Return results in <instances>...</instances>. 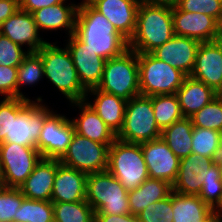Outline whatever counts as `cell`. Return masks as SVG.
<instances>
[{"instance_id": "cell-48", "label": "cell", "mask_w": 222, "mask_h": 222, "mask_svg": "<svg viewBox=\"0 0 222 222\" xmlns=\"http://www.w3.org/2000/svg\"><path fill=\"white\" fill-rule=\"evenodd\" d=\"M217 40L222 45V26L220 27Z\"/></svg>"}, {"instance_id": "cell-46", "label": "cell", "mask_w": 222, "mask_h": 222, "mask_svg": "<svg viewBox=\"0 0 222 222\" xmlns=\"http://www.w3.org/2000/svg\"><path fill=\"white\" fill-rule=\"evenodd\" d=\"M200 222H222V219L212 210L205 218Z\"/></svg>"}, {"instance_id": "cell-6", "label": "cell", "mask_w": 222, "mask_h": 222, "mask_svg": "<svg viewBox=\"0 0 222 222\" xmlns=\"http://www.w3.org/2000/svg\"><path fill=\"white\" fill-rule=\"evenodd\" d=\"M98 90L126 101L140 95L137 52L128 49L122 55L106 60Z\"/></svg>"}, {"instance_id": "cell-19", "label": "cell", "mask_w": 222, "mask_h": 222, "mask_svg": "<svg viewBox=\"0 0 222 222\" xmlns=\"http://www.w3.org/2000/svg\"><path fill=\"white\" fill-rule=\"evenodd\" d=\"M128 41L134 34L141 0H87Z\"/></svg>"}, {"instance_id": "cell-25", "label": "cell", "mask_w": 222, "mask_h": 222, "mask_svg": "<svg viewBox=\"0 0 222 222\" xmlns=\"http://www.w3.org/2000/svg\"><path fill=\"white\" fill-rule=\"evenodd\" d=\"M57 3L49 7H44L32 13L38 30L57 31L64 28L68 32V37L75 32V20L78 5L67 3Z\"/></svg>"}, {"instance_id": "cell-8", "label": "cell", "mask_w": 222, "mask_h": 222, "mask_svg": "<svg viewBox=\"0 0 222 222\" xmlns=\"http://www.w3.org/2000/svg\"><path fill=\"white\" fill-rule=\"evenodd\" d=\"M140 95L176 94L186 75L179 69L154 57L151 53H137Z\"/></svg>"}, {"instance_id": "cell-23", "label": "cell", "mask_w": 222, "mask_h": 222, "mask_svg": "<svg viewBox=\"0 0 222 222\" xmlns=\"http://www.w3.org/2000/svg\"><path fill=\"white\" fill-rule=\"evenodd\" d=\"M90 95L94 97L93 102L92 100L89 101ZM84 101L98 114L113 133L119 134L124 123L126 100L97 88H92L87 90Z\"/></svg>"}, {"instance_id": "cell-9", "label": "cell", "mask_w": 222, "mask_h": 222, "mask_svg": "<svg viewBox=\"0 0 222 222\" xmlns=\"http://www.w3.org/2000/svg\"><path fill=\"white\" fill-rule=\"evenodd\" d=\"M35 100L17 98V116H11L10 136L4 142L37 148L45 119L54 110L43 104L41 96Z\"/></svg>"}, {"instance_id": "cell-5", "label": "cell", "mask_w": 222, "mask_h": 222, "mask_svg": "<svg viewBox=\"0 0 222 222\" xmlns=\"http://www.w3.org/2000/svg\"><path fill=\"white\" fill-rule=\"evenodd\" d=\"M86 201L94 209L95 214H130L128 191L107 170L88 174Z\"/></svg>"}, {"instance_id": "cell-40", "label": "cell", "mask_w": 222, "mask_h": 222, "mask_svg": "<svg viewBox=\"0 0 222 222\" xmlns=\"http://www.w3.org/2000/svg\"><path fill=\"white\" fill-rule=\"evenodd\" d=\"M11 116H17V98H3L0 101V143L10 136Z\"/></svg>"}, {"instance_id": "cell-14", "label": "cell", "mask_w": 222, "mask_h": 222, "mask_svg": "<svg viewBox=\"0 0 222 222\" xmlns=\"http://www.w3.org/2000/svg\"><path fill=\"white\" fill-rule=\"evenodd\" d=\"M65 41L81 85L86 90L97 88L103 76L106 59L95 54L75 33Z\"/></svg>"}, {"instance_id": "cell-43", "label": "cell", "mask_w": 222, "mask_h": 222, "mask_svg": "<svg viewBox=\"0 0 222 222\" xmlns=\"http://www.w3.org/2000/svg\"><path fill=\"white\" fill-rule=\"evenodd\" d=\"M19 9V0H0V30L2 23Z\"/></svg>"}, {"instance_id": "cell-36", "label": "cell", "mask_w": 222, "mask_h": 222, "mask_svg": "<svg viewBox=\"0 0 222 222\" xmlns=\"http://www.w3.org/2000/svg\"><path fill=\"white\" fill-rule=\"evenodd\" d=\"M24 199L19 188L0 185V222H13Z\"/></svg>"}, {"instance_id": "cell-42", "label": "cell", "mask_w": 222, "mask_h": 222, "mask_svg": "<svg viewBox=\"0 0 222 222\" xmlns=\"http://www.w3.org/2000/svg\"><path fill=\"white\" fill-rule=\"evenodd\" d=\"M64 1L65 0H19V7L21 10L33 13L44 7H49Z\"/></svg>"}, {"instance_id": "cell-27", "label": "cell", "mask_w": 222, "mask_h": 222, "mask_svg": "<svg viewBox=\"0 0 222 222\" xmlns=\"http://www.w3.org/2000/svg\"><path fill=\"white\" fill-rule=\"evenodd\" d=\"M172 192L167 181L148 177L138 188L128 192L131 215H137L149 204L165 199Z\"/></svg>"}, {"instance_id": "cell-16", "label": "cell", "mask_w": 222, "mask_h": 222, "mask_svg": "<svg viewBox=\"0 0 222 222\" xmlns=\"http://www.w3.org/2000/svg\"><path fill=\"white\" fill-rule=\"evenodd\" d=\"M174 35L193 38L199 42L215 41L221 24L212 16L181 11L172 6Z\"/></svg>"}, {"instance_id": "cell-17", "label": "cell", "mask_w": 222, "mask_h": 222, "mask_svg": "<svg viewBox=\"0 0 222 222\" xmlns=\"http://www.w3.org/2000/svg\"><path fill=\"white\" fill-rule=\"evenodd\" d=\"M200 44L201 42L196 39L174 35L169 41L152 51L151 54L179 69L186 76H190L195 66Z\"/></svg>"}, {"instance_id": "cell-32", "label": "cell", "mask_w": 222, "mask_h": 222, "mask_svg": "<svg viewBox=\"0 0 222 222\" xmlns=\"http://www.w3.org/2000/svg\"><path fill=\"white\" fill-rule=\"evenodd\" d=\"M54 222H95V211L84 201L53 202Z\"/></svg>"}, {"instance_id": "cell-44", "label": "cell", "mask_w": 222, "mask_h": 222, "mask_svg": "<svg viewBox=\"0 0 222 222\" xmlns=\"http://www.w3.org/2000/svg\"><path fill=\"white\" fill-rule=\"evenodd\" d=\"M95 222H138L136 215L95 214Z\"/></svg>"}, {"instance_id": "cell-24", "label": "cell", "mask_w": 222, "mask_h": 222, "mask_svg": "<svg viewBox=\"0 0 222 222\" xmlns=\"http://www.w3.org/2000/svg\"><path fill=\"white\" fill-rule=\"evenodd\" d=\"M70 105L80 110L78 118H71L77 134L102 144H112L117 139V135L85 101L71 102Z\"/></svg>"}, {"instance_id": "cell-33", "label": "cell", "mask_w": 222, "mask_h": 222, "mask_svg": "<svg viewBox=\"0 0 222 222\" xmlns=\"http://www.w3.org/2000/svg\"><path fill=\"white\" fill-rule=\"evenodd\" d=\"M17 72V98L32 101V99H29V97H25V95L21 92L20 87H23V85H36L41 79L44 78V69L41 56L37 52H29L17 67Z\"/></svg>"}, {"instance_id": "cell-21", "label": "cell", "mask_w": 222, "mask_h": 222, "mask_svg": "<svg viewBox=\"0 0 222 222\" xmlns=\"http://www.w3.org/2000/svg\"><path fill=\"white\" fill-rule=\"evenodd\" d=\"M60 164L58 159L42 158L19 186L23 196L31 200L51 201L54 178Z\"/></svg>"}, {"instance_id": "cell-39", "label": "cell", "mask_w": 222, "mask_h": 222, "mask_svg": "<svg viewBox=\"0 0 222 222\" xmlns=\"http://www.w3.org/2000/svg\"><path fill=\"white\" fill-rule=\"evenodd\" d=\"M29 52L0 33V65L18 67Z\"/></svg>"}, {"instance_id": "cell-41", "label": "cell", "mask_w": 222, "mask_h": 222, "mask_svg": "<svg viewBox=\"0 0 222 222\" xmlns=\"http://www.w3.org/2000/svg\"><path fill=\"white\" fill-rule=\"evenodd\" d=\"M17 67L0 65V95L4 98H17Z\"/></svg>"}, {"instance_id": "cell-34", "label": "cell", "mask_w": 222, "mask_h": 222, "mask_svg": "<svg viewBox=\"0 0 222 222\" xmlns=\"http://www.w3.org/2000/svg\"><path fill=\"white\" fill-rule=\"evenodd\" d=\"M14 220L21 222H54L53 202L25 198Z\"/></svg>"}, {"instance_id": "cell-38", "label": "cell", "mask_w": 222, "mask_h": 222, "mask_svg": "<svg viewBox=\"0 0 222 222\" xmlns=\"http://www.w3.org/2000/svg\"><path fill=\"white\" fill-rule=\"evenodd\" d=\"M175 6L181 11L212 16L222 24V0H180Z\"/></svg>"}, {"instance_id": "cell-47", "label": "cell", "mask_w": 222, "mask_h": 222, "mask_svg": "<svg viewBox=\"0 0 222 222\" xmlns=\"http://www.w3.org/2000/svg\"><path fill=\"white\" fill-rule=\"evenodd\" d=\"M212 210L222 219V194H221L219 202L216 204V206Z\"/></svg>"}, {"instance_id": "cell-26", "label": "cell", "mask_w": 222, "mask_h": 222, "mask_svg": "<svg viewBox=\"0 0 222 222\" xmlns=\"http://www.w3.org/2000/svg\"><path fill=\"white\" fill-rule=\"evenodd\" d=\"M183 117L190 118L217 97V92L204 82L186 76L176 93Z\"/></svg>"}, {"instance_id": "cell-11", "label": "cell", "mask_w": 222, "mask_h": 222, "mask_svg": "<svg viewBox=\"0 0 222 222\" xmlns=\"http://www.w3.org/2000/svg\"><path fill=\"white\" fill-rule=\"evenodd\" d=\"M42 158L37 148L0 143V185L19 188Z\"/></svg>"}, {"instance_id": "cell-13", "label": "cell", "mask_w": 222, "mask_h": 222, "mask_svg": "<svg viewBox=\"0 0 222 222\" xmlns=\"http://www.w3.org/2000/svg\"><path fill=\"white\" fill-rule=\"evenodd\" d=\"M74 132L71 118L53 111L45 119L37 141V150L43 158L60 160L66 153Z\"/></svg>"}, {"instance_id": "cell-12", "label": "cell", "mask_w": 222, "mask_h": 222, "mask_svg": "<svg viewBox=\"0 0 222 222\" xmlns=\"http://www.w3.org/2000/svg\"><path fill=\"white\" fill-rule=\"evenodd\" d=\"M111 145L92 141L74 132L60 163L87 174L105 171L108 167V153Z\"/></svg>"}, {"instance_id": "cell-35", "label": "cell", "mask_w": 222, "mask_h": 222, "mask_svg": "<svg viewBox=\"0 0 222 222\" xmlns=\"http://www.w3.org/2000/svg\"><path fill=\"white\" fill-rule=\"evenodd\" d=\"M190 118L193 127L222 132V99L214 98Z\"/></svg>"}, {"instance_id": "cell-4", "label": "cell", "mask_w": 222, "mask_h": 222, "mask_svg": "<svg viewBox=\"0 0 222 222\" xmlns=\"http://www.w3.org/2000/svg\"><path fill=\"white\" fill-rule=\"evenodd\" d=\"M56 44L47 42L37 51L42 58L44 77L69 102L84 101L87 90L80 83L71 53L66 45L62 48Z\"/></svg>"}, {"instance_id": "cell-10", "label": "cell", "mask_w": 222, "mask_h": 222, "mask_svg": "<svg viewBox=\"0 0 222 222\" xmlns=\"http://www.w3.org/2000/svg\"><path fill=\"white\" fill-rule=\"evenodd\" d=\"M152 107L151 96H136L127 101L124 123L117 139L141 144L161 137Z\"/></svg>"}, {"instance_id": "cell-3", "label": "cell", "mask_w": 222, "mask_h": 222, "mask_svg": "<svg viewBox=\"0 0 222 222\" xmlns=\"http://www.w3.org/2000/svg\"><path fill=\"white\" fill-rule=\"evenodd\" d=\"M174 36L172 6L141 0L129 49L137 53H151Z\"/></svg>"}, {"instance_id": "cell-30", "label": "cell", "mask_w": 222, "mask_h": 222, "mask_svg": "<svg viewBox=\"0 0 222 222\" xmlns=\"http://www.w3.org/2000/svg\"><path fill=\"white\" fill-rule=\"evenodd\" d=\"M191 142L192 153L213 160H220L222 158L221 132L193 127Z\"/></svg>"}, {"instance_id": "cell-45", "label": "cell", "mask_w": 222, "mask_h": 222, "mask_svg": "<svg viewBox=\"0 0 222 222\" xmlns=\"http://www.w3.org/2000/svg\"><path fill=\"white\" fill-rule=\"evenodd\" d=\"M148 3L175 6L180 0H143Z\"/></svg>"}, {"instance_id": "cell-18", "label": "cell", "mask_w": 222, "mask_h": 222, "mask_svg": "<svg viewBox=\"0 0 222 222\" xmlns=\"http://www.w3.org/2000/svg\"><path fill=\"white\" fill-rule=\"evenodd\" d=\"M0 33L13 43L25 45L28 52H37L47 43L40 37L32 13L21 9L2 23Z\"/></svg>"}, {"instance_id": "cell-50", "label": "cell", "mask_w": 222, "mask_h": 222, "mask_svg": "<svg viewBox=\"0 0 222 222\" xmlns=\"http://www.w3.org/2000/svg\"><path fill=\"white\" fill-rule=\"evenodd\" d=\"M220 164H221L220 180H221V182H222V158L220 159Z\"/></svg>"}, {"instance_id": "cell-15", "label": "cell", "mask_w": 222, "mask_h": 222, "mask_svg": "<svg viewBox=\"0 0 222 222\" xmlns=\"http://www.w3.org/2000/svg\"><path fill=\"white\" fill-rule=\"evenodd\" d=\"M141 149L149 177L167 181L172 185L177 177L180 159L163 138L141 143Z\"/></svg>"}, {"instance_id": "cell-2", "label": "cell", "mask_w": 222, "mask_h": 222, "mask_svg": "<svg viewBox=\"0 0 222 222\" xmlns=\"http://www.w3.org/2000/svg\"><path fill=\"white\" fill-rule=\"evenodd\" d=\"M74 33L95 54L106 60L129 49L128 40L87 0L78 3Z\"/></svg>"}, {"instance_id": "cell-20", "label": "cell", "mask_w": 222, "mask_h": 222, "mask_svg": "<svg viewBox=\"0 0 222 222\" xmlns=\"http://www.w3.org/2000/svg\"><path fill=\"white\" fill-rule=\"evenodd\" d=\"M190 76L216 92L219 90L222 86V45L218 40L201 42Z\"/></svg>"}, {"instance_id": "cell-7", "label": "cell", "mask_w": 222, "mask_h": 222, "mask_svg": "<svg viewBox=\"0 0 222 222\" xmlns=\"http://www.w3.org/2000/svg\"><path fill=\"white\" fill-rule=\"evenodd\" d=\"M107 171L128 192L138 188L149 177L141 144L116 139L109 147Z\"/></svg>"}, {"instance_id": "cell-31", "label": "cell", "mask_w": 222, "mask_h": 222, "mask_svg": "<svg viewBox=\"0 0 222 222\" xmlns=\"http://www.w3.org/2000/svg\"><path fill=\"white\" fill-rule=\"evenodd\" d=\"M155 121L161 131L183 118L176 94L151 96Z\"/></svg>"}, {"instance_id": "cell-28", "label": "cell", "mask_w": 222, "mask_h": 222, "mask_svg": "<svg viewBox=\"0 0 222 222\" xmlns=\"http://www.w3.org/2000/svg\"><path fill=\"white\" fill-rule=\"evenodd\" d=\"M173 222H200L211 211L198 195H184L172 191Z\"/></svg>"}, {"instance_id": "cell-49", "label": "cell", "mask_w": 222, "mask_h": 222, "mask_svg": "<svg viewBox=\"0 0 222 222\" xmlns=\"http://www.w3.org/2000/svg\"><path fill=\"white\" fill-rule=\"evenodd\" d=\"M217 97L222 99V86L219 88V90L217 91Z\"/></svg>"}, {"instance_id": "cell-1", "label": "cell", "mask_w": 222, "mask_h": 222, "mask_svg": "<svg viewBox=\"0 0 222 222\" xmlns=\"http://www.w3.org/2000/svg\"><path fill=\"white\" fill-rule=\"evenodd\" d=\"M220 160H213L190 153L180 159L172 191L184 195H198L212 209L222 194Z\"/></svg>"}, {"instance_id": "cell-22", "label": "cell", "mask_w": 222, "mask_h": 222, "mask_svg": "<svg viewBox=\"0 0 222 222\" xmlns=\"http://www.w3.org/2000/svg\"><path fill=\"white\" fill-rule=\"evenodd\" d=\"M88 174L60 164L54 178L51 201L77 202L86 200Z\"/></svg>"}, {"instance_id": "cell-29", "label": "cell", "mask_w": 222, "mask_h": 222, "mask_svg": "<svg viewBox=\"0 0 222 222\" xmlns=\"http://www.w3.org/2000/svg\"><path fill=\"white\" fill-rule=\"evenodd\" d=\"M193 124L191 118L183 117L165 128L161 137L168 147L179 158L187 157L192 153Z\"/></svg>"}, {"instance_id": "cell-37", "label": "cell", "mask_w": 222, "mask_h": 222, "mask_svg": "<svg viewBox=\"0 0 222 222\" xmlns=\"http://www.w3.org/2000/svg\"><path fill=\"white\" fill-rule=\"evenodd\" d=\"M172 192L163 200L149 204L136 216L138 222H173Z\"/></svg>"}]
</instances>
